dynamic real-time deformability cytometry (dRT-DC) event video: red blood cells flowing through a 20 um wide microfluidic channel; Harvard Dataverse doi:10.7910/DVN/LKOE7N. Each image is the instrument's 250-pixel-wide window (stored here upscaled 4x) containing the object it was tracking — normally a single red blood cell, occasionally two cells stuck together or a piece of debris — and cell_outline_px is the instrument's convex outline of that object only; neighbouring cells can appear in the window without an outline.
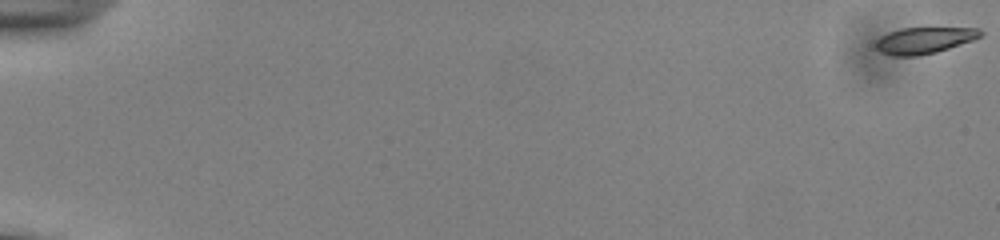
{"species": "common noctule bat (a hibernating species)", "species_latin": "Nyctalus noctula", "temperature_condition": "cold", "stored_images_in_passage": 56, "camera_frame_rate_fps": 3000, "um_per_image_px": 0.085, "animal": {"sex": "male", "body_mass_g": 13.0, "forearm_length_mm": 53.1}, "frame": {"image": 1, "passage_image": 1, "time_ms": 0.0, "image_size_px": [1000, 240], "cell_outline_px": [[984, 32], [980, 36], [972, 40], [936, 52], [916, 56], [892, 56], [880, 52], [876, 48], [876, 40], [880, 36], [888, 32], [900, 28], [980, 28]], "centroid_in_image_um": [78.52, 3.43], "position_along_channel_um": 6.5, "area_um2": 16.07}}
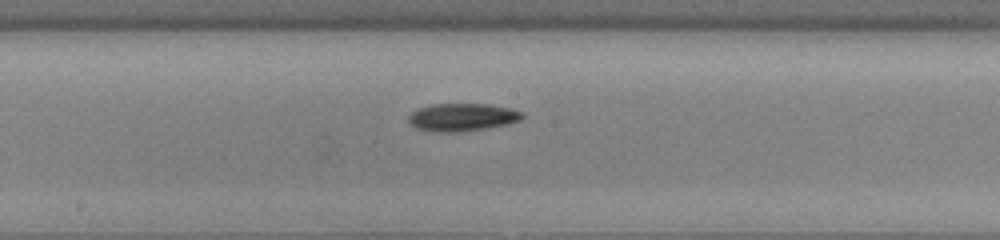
{"frame": {"image": 2, "passage_image": 32, "time_ms": 10.333, "image_size_px": [1000, 240], "cell_outline_px": [[524, 116], [520, 120], [508, 124], [460, 132], [436, 132], [416, 128], [408, 120], [408, 116], [416, 108], [428, 104], [488, 104], [508, 108], [524, 112]], "centroid_in_image_um": [39.26, 9.95], "position_along_channel_um": 208.9, "area_um2": 18.44}}
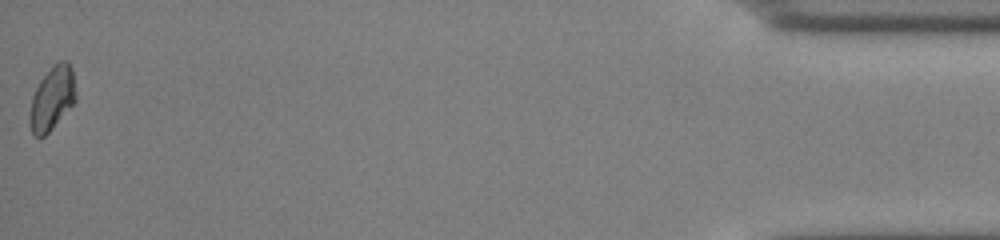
{"frame": {"image": 3, "passage_image": 56, "time_ms": 18.333, "image_size_px": [1000, 240], "cell_outline_px": [[76, 100], [52, 128], [44, 136], [36, 136], [32, 132], [28, 124], [28, 116], [32, 96], [40, 80], [52, 64], [60, 60], [68, 60], [72, 72], [76, 96]], "centroid_in_image_um": [4.4, 8.34], "position_along_channel_um": 430.8, "area_um2": 17.05}, "authors_computed_cell_mechanics": {"area_um2": 17.1377, "velocity_mm_per_s": 3.8452, "shape_relaxation_time_tau1_ms": 3.6544, "shape_relaxation_time_tau2_ms": null, "deformation_change_tau1": 0.1059, "deformation_change_tau2": null}}